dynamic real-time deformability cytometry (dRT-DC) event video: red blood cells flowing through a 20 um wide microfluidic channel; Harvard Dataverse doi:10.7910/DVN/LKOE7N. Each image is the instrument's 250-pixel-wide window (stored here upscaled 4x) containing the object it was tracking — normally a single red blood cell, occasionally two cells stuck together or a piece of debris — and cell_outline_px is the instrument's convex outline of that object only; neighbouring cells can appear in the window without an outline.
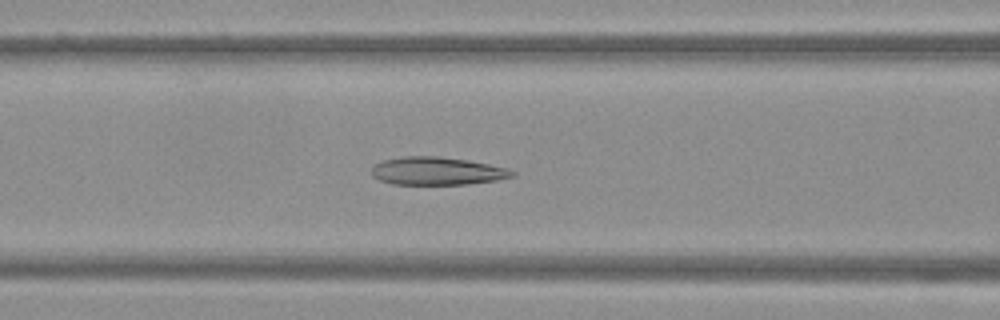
{"species": "Egyptian fruit bat (a non-hibernating species)", "species_latin": "Rousettus aegyptiacus", "temperature_condition": "warm", "stored_images_in_passage": 49, "camera_frame_rate_fps": 3000, "um_per_image_px": 0.085, "frame": {"image": 1, "passage_image": 20, "time_ms": 6.333, "image_size_px": [1000, 320], "cell_outline_px": [[516, 176], [496, 180], [468, 184], [392, 184], [380, 180], [372, 176], [372, 168], [376, 164], [384, 160], [404, 156], [440, 156], [468, 160], [508, 168], [516, 172]], "centroid_in_image_um": [37.18, 14.53], "position_along_channel_um": 129.4, "area_um2": 22.89}}
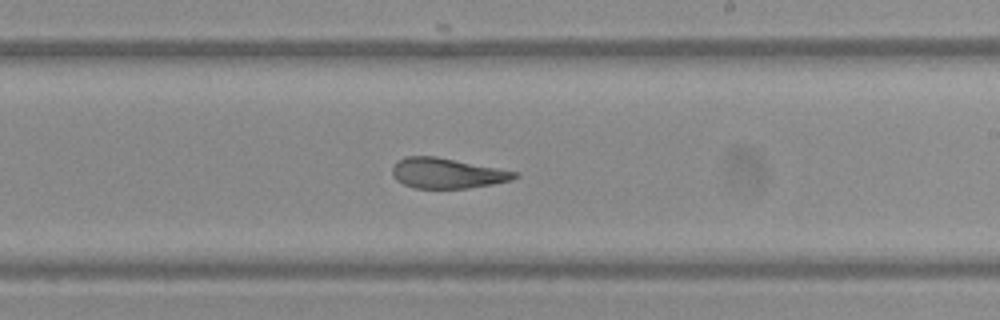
{"frame": {"image": 2, "passage_image": 29, "time_ms": 9.333, "image_size_px": [1000, 320], "cell_outline_px": [[520, 176], [512, 180], [492, 184], [468, 188], [412, 188], [396, 180], [392, 176], [392, 164], [396, 160], [404, 156], [436, 156], [520, 172]], "centroid_in_image_um": [37.99, 14.71], "position_along_channel_um": 251.0, "area_um2": 21.91}}
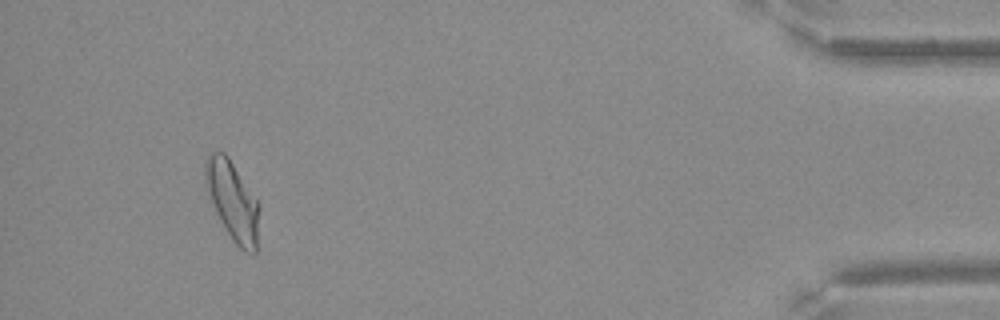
{"frame": {"image": 3, "passage_image": 46, "time_ms": 15.0, "image_size_px": [1000, 320], "cell_outline_px": [[260, 208], [256, 252], [244, 252], [232, 240], [216, 212], [208, 196], [204, 176], [204, 160], [208, 152], [224, 152], [228, 156], [260, 200]], "centroid_in_image_um": [19.78, 17.02], "position_along_channel_um": 415.4, "area_um2": 25.43}}